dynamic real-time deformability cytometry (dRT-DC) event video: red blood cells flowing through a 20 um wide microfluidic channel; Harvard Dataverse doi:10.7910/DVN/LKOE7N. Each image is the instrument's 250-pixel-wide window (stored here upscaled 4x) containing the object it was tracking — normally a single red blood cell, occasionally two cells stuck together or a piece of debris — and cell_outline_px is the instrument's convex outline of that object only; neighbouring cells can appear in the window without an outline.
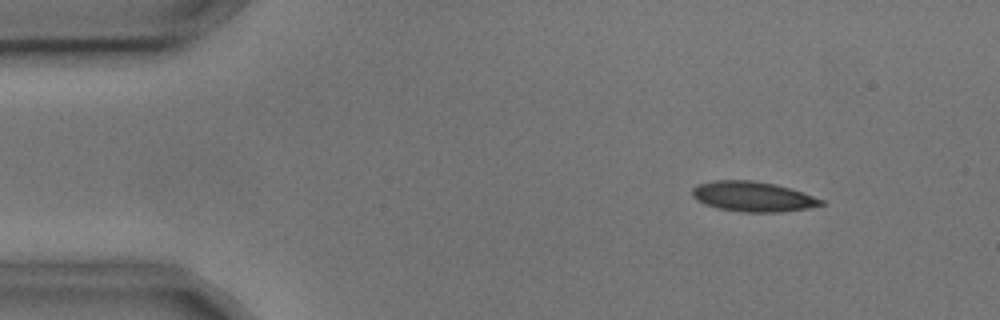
{"species": "common noctule bat (a hibernating species)", "species_latin": "Nyctalus noctula", "temperature_condition": "cold", "stored_images_in_passage": 2, "camera_frame_rate_fps": 3000, "um_per_image_px": 0.085, "animal": {"sex": "male", "body_mass_g": 17.9, "forearm_length_mm": 54.2}, "frame": {"image": 1, "passage_image": 1, "time_ms": 0.0, "image_size_px": [1000, 320], "cell_outline_px": [[824, 204], [808, 208], [780, 212], [744, 212], [720, 208], [704, 204], [696, 200], [692, 196], [692, 188], [696, 184], [712, 180], [752, 180], [776, 184], [792, 188], [824, 200]], "centroid_in_image_um": [63.97, 16.69], "position_along_channel_um": 21.0, "area_um2": 22.72}}